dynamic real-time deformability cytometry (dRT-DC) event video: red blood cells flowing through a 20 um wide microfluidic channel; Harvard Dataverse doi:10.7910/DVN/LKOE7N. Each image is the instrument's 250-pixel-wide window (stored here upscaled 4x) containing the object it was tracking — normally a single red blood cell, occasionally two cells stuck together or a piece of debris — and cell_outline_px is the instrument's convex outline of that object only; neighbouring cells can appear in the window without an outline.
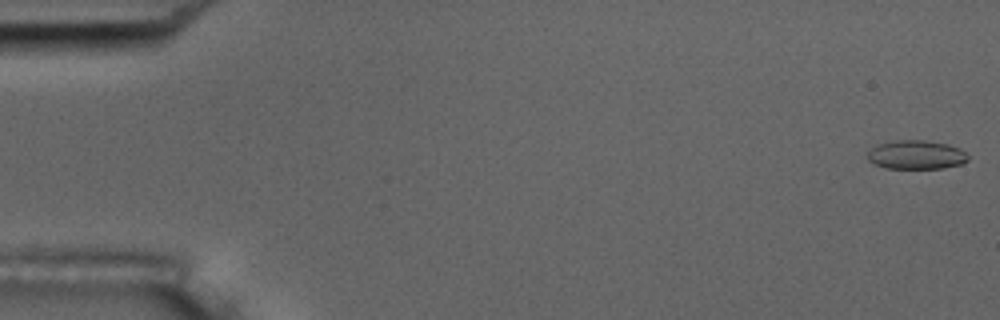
{"species": "common noctule bat (a hibernating species)", "species_latin": "Nyctalus noctula", "temperature_condition": "room temperature", "stored_images_in_passage": 54, "camera_frame_rate_fps": 3000, "um_per_image_px": 0.085, "animal": {"sex": "male", "body_mass_g": 17.5, "forearm_length_mm": 52.3}, "frame": {"image": 1, "passage_image": 1, "time_ms": 0.0, "image_size_px": [1000, 320], "cell_outline_px": [[968, 160], [960, 164], [944, 168], [884, 168], [868, 160], [868, 152], [876, 144], [896, 140], [924, 140], [948, 144], [960, 148], [968, 156]], "centroid_in_image_um": [77.87, 13.15], "position_along_channel_um": 7.1, "area_um2": 16.88}}
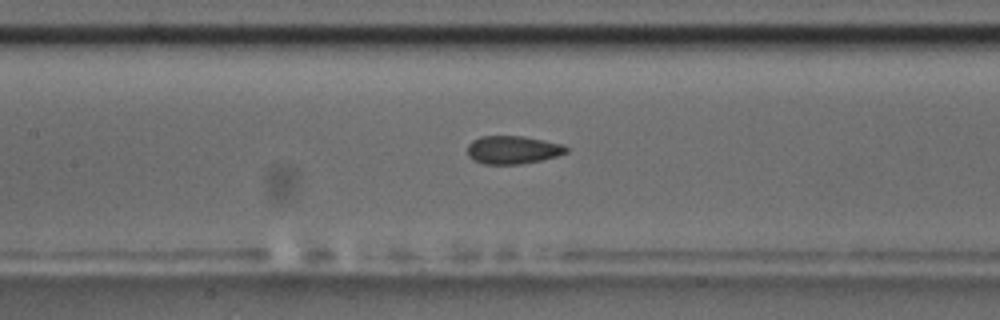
{"frame": {"image": 2, "passage_image": 25, "time_ms": 8.0, "image_size_px": [1000, 320], "cell_outline_px": [[568, 152], [556, 156], [540, 160], [520, 164], [484, 164], [472, 160], [468, 156], [468, 144], [472, 140], [480, 136], [524, 136], [564, 144], [568, 148]], "centroid_in_image_um": [43.58, 12.73], "position_along_channel_um": 163.8, "area_um2": 16.3}}
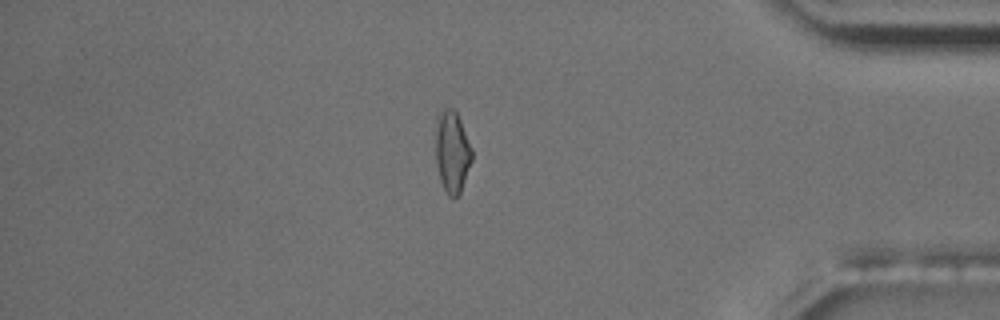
{"frame": {"image": 3, "passage_image": 46, "time_ms": 15.0, "image_size_px": [1000, 320], "cell_outline_px": [[472, 160], [460, 192], [456, 196], [448, 196], [440, 180], [436, 164], [436, 116], [440, 108], [444, 104], [452, 108], [456, 112], [460, 120], [472, 148]], "centroid_in_image_um": [38.41, 12.81], "position_along_channel_um": 396.8, "area_um2": 17.46}, "authors_computed_cell_mechanics": {"area_um2": 16.762, "velocity_mm_per_s": 3.7763, "shape_relaxation_time_tau1_ms": 7.7192, "shape_relaxation_time_tau2_ms": 1.6498, "deformation_change_tau1": 0.1732, "deformation_change_tau2": 0.0729}}